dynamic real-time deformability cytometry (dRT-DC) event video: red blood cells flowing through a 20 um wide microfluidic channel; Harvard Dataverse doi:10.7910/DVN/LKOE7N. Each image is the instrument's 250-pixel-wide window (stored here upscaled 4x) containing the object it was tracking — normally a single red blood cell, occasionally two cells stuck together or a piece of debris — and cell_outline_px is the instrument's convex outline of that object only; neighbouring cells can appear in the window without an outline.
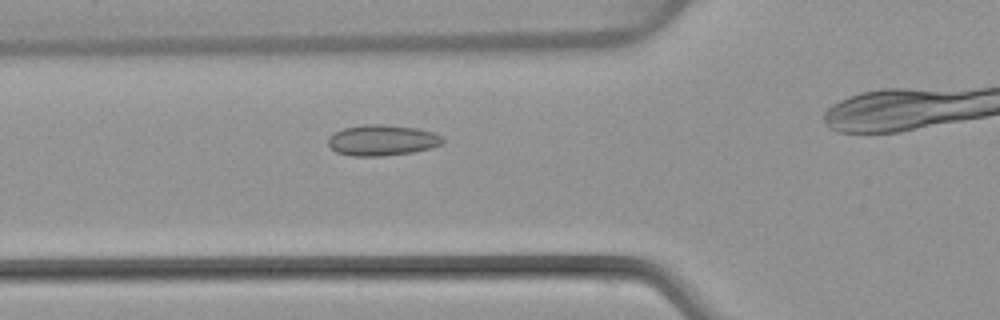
{"species": "common noctule bat (a hibernating species)", "species_latin": "Nyctalus noctula", "temperature_condition": "warm", "stored_images_in_passage": 34, "camera_frame_rate_fps": 3000, "um_per_image_px": 0.085, "animal": {"sex": "female", "body_mass_g": 22.7, "forearm_length_mm": 54.2}, "frame": {"image": 1, "passage_image": 12, "time_ms": 3.667, "image_size_px": [1000, 320], "cell_outline_px": [[444, 140], [440, 144], [432, 148], [412, 152], [380, 156], [352, 156], [336, 152], [328, 144], [328, 136], [344, 128], [364, 124], [380, 124], [416, 128], [432, 132], [440, 136]], "centroid_in_image_um": [32.45, 11.92], "position_along_channel_um": 93.3, "area_um2": 20.4}}
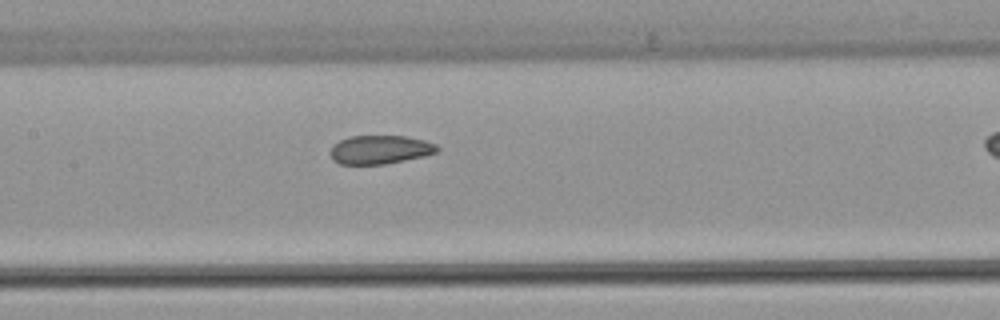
{"frame": {"image": 2, "passage_image": 18, "time_ms": 5.667, "image_size_px": [1000, 320], "cell_outline_px": [[440, 148], [436, 152], [424, 156], [384, 164], [340, 164], [332, 160], [328, 152], [332, 144], [348, 136], [404, 136], [424, 140], [436, 144]], "centroid_in_image_um": [32.24, 12.71], "position_along_channel_um": 175.2, "area_um2": 17.98}}
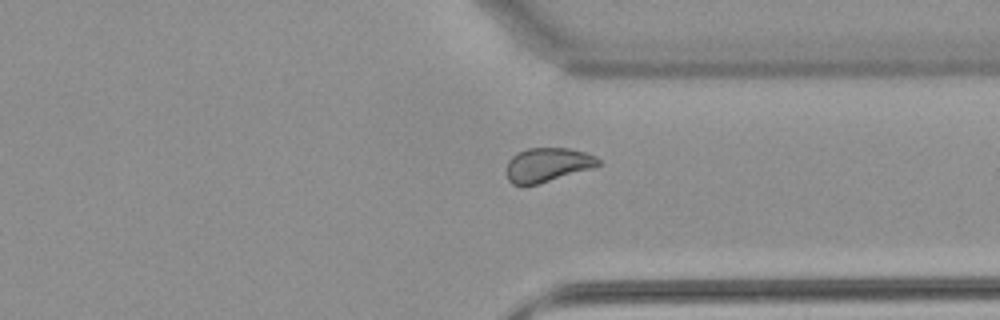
{"frame": {"image": 3, "passage_image": 32, "time_ms": 10.333, "image_size_px": [1000, 320], "cell_outline_px": [[600, 164], [596, 168], [536, 184], [512, 184], [508, 180], [504, 172], [508, 160], [516, 152], [528, 148], [568, 148], [584, 152], [596, 156], [600, 160]], "centroid_in_image_um": [46.53, 14.0], "position_along_channel_um": 364.9, "area_um2": 18.5}}